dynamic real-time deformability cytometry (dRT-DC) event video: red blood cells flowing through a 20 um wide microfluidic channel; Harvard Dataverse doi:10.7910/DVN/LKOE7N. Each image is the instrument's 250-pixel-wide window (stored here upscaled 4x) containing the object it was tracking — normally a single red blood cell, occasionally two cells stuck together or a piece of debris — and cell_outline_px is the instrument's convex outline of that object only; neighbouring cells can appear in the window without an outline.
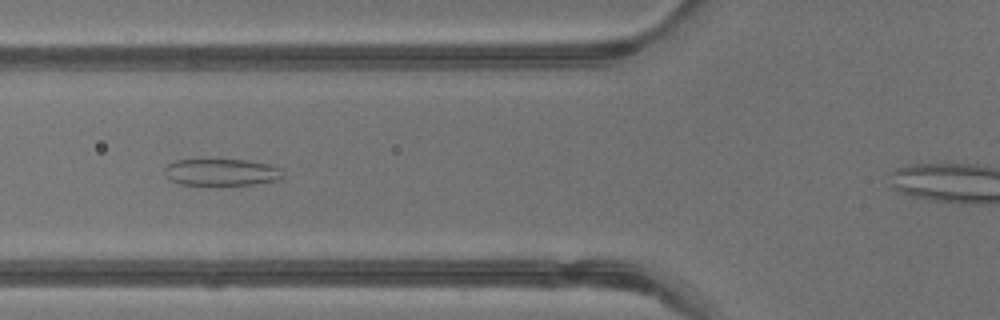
{"species": "common noctule bat (a hibernating species)", "species_latin": "Nyctalus noctula", "temperature_condition": "warm", "stored_images_in_passage": 33, "camera_frame_rate_fps": 3000, "um_per_image_px": 0.085, "animal": {"sex": "male", "body_mass_g": 13.3}, "frame": {"image": 1, "passage_image": 12, "time_ms": 3.667, "image_size_px": [1000, 320], "cell_outline_px": [[284, 176], [276, 180], [252, 184], [180, 184], [168, 180], [164, 172], [164, 168], [168, 164], [176, 160], [248, 160], [272, 164], [280, 168]], "centroid_in_image_um": [18.82, 14.63], "position_along_channel_um": 107.0, "area_um2": 18.38}}
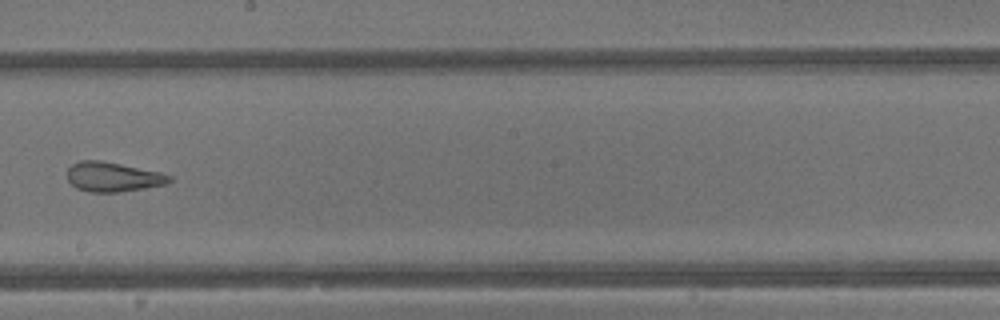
{"frame": {"image": 2, "passage_image": 20, "time_ms": 6.333, "image_size_px": [1000, 320], "cell_outline_px": [[172, 180], [164, 184], [144, 188], [116, 192], [92, 192], [76, 188], [68, 180], [68, 168], [72, 164], [80, 160], [100, 160], [160, 172], [172, 176]], "centroid_in_image_um": [9.58, 15.03], "position_along_channel_um": 238.6, "area_um2": 17.4}}
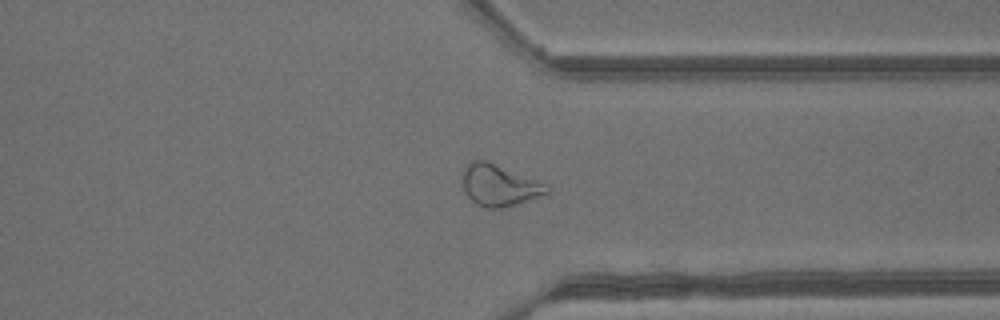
{"frame": {"image": 3, "passage_image": 28, "time_ms": 9.0, "image_size_px": [1000, 320], "cell_outline_px": [[552, 188], [548, 192], [516, 204], [504, 208], [484, 208], [476, 204], [468, 196], [460, 180], [464, 168], [472, 160], [484, 160], [536, 180]], "centroid_in_image_um": [42.37, 15.76], "position_along_channel_um": 369.0, "area_um2": 20.0}, "authors_computed_cell_mechanics": {"area_um2": 19.9988, "velocity_mm_per_s": 4.9248, "shape_relaxation_time_tau1_ms": null, "shape_relaxation_time_tau2_ms": 1.5849, "deformation_change_tau1": null, "deformation_change_tau2": 0.1145}}